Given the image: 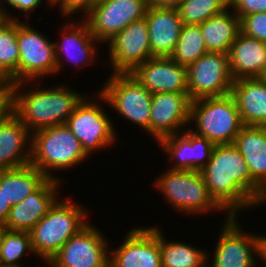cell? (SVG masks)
I'll return each instance as SVG.
<instances>
[{
    "instance_id": "6da1fadb",
    "label": "cell",
    "mask_w": 266,
    "mask_h": 267,
    "mask_svg": "<svg viewBox=\"0 0 266 267\" xmlns=\"http://www.w3.org/2000/svg\"><path fill=\"white\" fill-rule=\"evenodd\" d=\"M200 173L209 195L229 216L266 203V192L251 178L234 143L214 145L210 160Z\"/></svg>"
},
{
    "instance_id": "7a4b0ae2",
    "label": "cell",
    "mask_w": 266,
    "mask_h": 267,
    "mask_svg": "<svg viewBox=\"0 0 266 267\" xmlns=\"http://www.w3.org/2000/svg\"><path fill=\"white\" fill-rule=\"evenodd\" d=\"M29 83L31 82L24 81L12 84L11 87L13 113L31 133L42 128L65 124L84 98L83 93L81 95L79 91L61 84L49 88L28 87L27 91L25 85L30 86Z\"/></svg>"
},
{
    "instance_id": "3957f363",
    "label": "cell",
    "mask_w": 266,
    "mask_h": 267,
    "mask_svg": "<svg viewBox=\"0 0 266 267\" xmlns=\"http://www.w3.org/2000/svg\"><path fill=\"white\" fill-rule=\"evenodd\" d=\"M88 157L80 141L65 124L42 128L31 133L29 164L47 178L62 181L53 174L54 170L73 168L86 161Z\"/></svg>"
},
{
    "instance_id": "277c9868",
    "label": "cell",
    "mask_w": 266,
    "mask_h": 267,
    "mask_svg": "<svg viewBox=\"0 0 266 267\" xmlns=\"http://www.w3.org/2000/svg\"><path fill=\"white\" fill-rule=\"evenodd\" d=\"M68 200H57L29 231L35 257L47 263L61 247L89 222L87 208Z\"/></svg>"
},
{
    "instance_id": "5b68a950",
    "label": "cell",
    "mask_w": 266,
    "mask_h": 267,
    "mask_svg": "<svg viewBox=\"0 0 266 267\" xmlns=\"http://www.w3.org/2000/svg\"><path fill=\"white\" fill-rule=\"evenodd\" d=\"M195 134L205 137L214 145L231 144L244 126L234 97H205L191 102L190 124Z\"/></svg>"
},
{
    "instance_id": "8992f818",
    "label": "cell",
    "mask_w": 266,
    "mask_h": 267,
    "mask_svg": "<svg viewBox=\"0 0 266 267\" xmlns=\"http://www.w3.org/2000/svg\"><path fill=\"white\" fill-rule=\"evenodd\" d=\"M110 75L97 95L95 93L96 101L107 103L119 116L150 134L152 94L131 73Z\"/></svg>"
},
{
    "instance_id": "52a82bcc",
    "label": "cell",
    "mask_w": 266,
    "mask_h": 267,
    "mask_svg": "<svg viewBox=\"0 0 266 267\" xmlns=\"http://www.w3.org/2000/svg\"><path fill=\"white\" fill-rule=\"evenodd\" d=\"M161 191L167 203L185 214L203 215L224 210L209 195L200 171L164 170L153 184Z\"/></svg>"
},
{
    "instance_id": "ba28073f",
    "label": "cell",
    "mask_w": 266,
    "mask_h": 267,
    "mask_svg": "<svg viewBox=\"0 0 266 267\" xmlns=\"http://www.w3.org/2000/svg\"><path fill=\"white\" fill-rule=\"evenodd\" d=\"M27 20H16V40L19 49L18 83L37 81L56 74L55 44L45 34L28 25Z\"/></svg>"
},
{
    "instance_id": "9c48e42d",
    "label": "cell",
    "mask_w": 266,
    "mask_h": 267,
    "mask_svg": "<svg viewBox=\"0 0 266 267\" xmlns=\"http://www.w3.org/2000/svg\"><path fill=\"white\" fill-rule=\"evenodd\" d=\"M76 106L67 119L65 125L80 141L85 153L90 156L94 151L114 145L118 135L110 119L100 102H93L86 97ZM91 99V100H89Z\"/></svg>"
},
{
    "instance_id": "30bf717a",
    "label": "cell",
    "mask_w": 266,
    "mask_h": 267,
    "mask_svg": "<svg viewBox=\"0 0 266 267\" xmlns=\"http://www.w3.org/2000/svg\"><path fill=\"white\" fill-rule=\"evenodd\" d=\"M148 7L147 0H105L81 16L100 44H106L130 23L145 18Z\"/></svg>"
},
{
    "instance_id": "8fae6325",
    "label": "cell",
    "mask_w": 266,
    "mask_h": 267,
    "mask_svg": "<svg viewBox=\"0 0 266 267\" xmlns=\"http://www.w3.org/2000/svg\"><path fill=\"white\" fill-rule=\"evenodd\" d=\"M105 235L88 223L46 263L48 267H110Z\"/></svg>"
},
{
    "instance_id": "7c38bea8",
    "label": "cell",
    "mask_w": 266,
    "mask_h": 267,
    "mask_svg": "<svg viewBox=\"0 0 266 267\" xmlns=\"http://www.w3.org/2000/svg\"><path fill=\"white\" fill-rule=\"evenodd\" d=\"M188 95L196 100L221 97L231 93L233 78L229 56L220 52H207L187 67Z\"/></svg>"
},
{
    "instance_id": "4fadbf2b",
    "label": "cell",
    "mask_w": 266,
    "mask_h": 267,
    "mask_svg": "<svg viewBox=\"0 0 266 267\" xmlns=\"http://www.w3.org/2000/svg\"><path fill=\"white\" fill-rule=\"evenodd\" d=\"M107 44L112 73H132L141 63L152 58L145 18L130 23Z\"/></svg>"
},
{
    "instance_id": "5bb4252c",
    "label": "cell",
    "mask_w": 266,
    "mask_h": 267,
    "mask_svg": "<svg viewBox=\"0 0 266 267\" xmlns=\"http://www.w3.org/2000/svg\"><path fill=\"white\" fill-rule=\"evenodd\" d=\"M237 218L229 215L224 218L226 220L213 251V261L207 263V267H256L255 234L243 231Z\"/></svg>"
},
{
    "instance_id": "9a60e30c",
    "label": "cell",
    "mask_w": 266,
    "mask_h": 267,
    "mask_svg": "<svg viewBox=\"0 0 266 267\" xmlns=\"http://www.w3.org/2000/svg\"><path fill=\"white\" fill-rule=\"evenodd\" d=\"M160 227H134L110 251V267H161Z\"/></svg>"
},
{
    "instance_id": "2e32d148",
    "label": "cell",
    "mask_w": 266,
    "mask_h": 267,
    "mask_svg": "<svg viewBox=\"0 0 266 267\" xmlns=\"http://www.w3.org/2000/svg\"><path fill=\"white\" fill-rule=\"evenodd\" d=\"M191 102L188 93L152 94L150 134L159 142L165 137L181 133L190 125ZM184 126V127H182Z\"/></svg>"
},
{
    "instance_id": "e0dca14e",
    "label": "cell",
    "mask_w": 266,
    "mask_h": 267,
    "mask_svg": "<svg viewBox=\"0 0 266 267\" xmlns=\"http://www.w3.org/2000/svg\"><path fill=\"white\" fill-rule=\"evenodd\" d=\"M158 144L171 161L176 160L169 169L181 171H201L210 160L214 147L211 141L189 128L161 139Z\"/></svg>"
},
{
    "instance_id": "ac0fdd59",
    "label": "cell",
    "mask_w": 266,
    "mask_h": 267,
    "mask_svg": "<svg viewBox=\"0 0 266 267\" xmlns=\"http://www.w3.org/2000/svg\"><path fill=\"white\" fill-rule=\"evenodd\" d=\"M151 94L188 93L187 67L171 57H152L131 73Z\"/></svg>"
},
{
    "instance_id": "d6986e66",
    "label": "cell",
    "mask_w": 266,
    "mask_h": 267,
    "mask_svg": "<svg viewBox=\"0 0 266 267\" xmlns=\"http://www.w3.org/2000/svg\"><path fill=\"white\" fill-rule=\"evenodd\" d=\"M60 180L47 178L33 193L11 207L3 228L29 232L60 199ZM58 195V196H57Z\"/></svg>"
},
{
    "instance_id": "ffe728a7",
    "label": "cell",
    "mask_w": 266,
    "mask_h": 267,
    "mask_svg": "<svg viewBox=\"0 0 266 267\" xmlns=\"http://www.w3.org/2000/svg\"><path fill=\"white\" fill-rule=\"evenodd\" d=\"M81 21L82 23L77 21L79 24L76 23V20L64 24L63 30L60 29L62 31L61 42L54 41L57 73L61 69L63 70L64 56H66L65 62H72L75 66L80 65L81 67L93 64L96 56L99 57L97 45L100 42L91 33L88 23L85 20Z\"/></svg>"
},
{
    "instance_id": "44dd1931",
    "label": "cell",
    "mask_w": 266,
    "mask_h": 267,
    "mask_svg": "<svg viewBox=\"0 0 266 267\" xmlns=\"http://www.w3.org/2000/svg\"><path fill=\"white\" fill-rule=\"evenodd\" d=\"M145 20L152 57H170L183 27L177 8L149 6Z\"/></svg>"
},
{
    "instance_id": "7402d4cb",
    "label": "cell",
    "mask_w": 266,
    "mask_h": 267,
    "mask_svg": "<svg viewBox=\"0 0 266 267\" xmlns=\"http://www.w3.org/2000/svg\"><path fill=\"white\" fill-rule=\"evenodd\" d=\"M30 134L25 124L14 113L0 123V170L29 165Z\"/></svg>"
},
{
    "instance_id": "603a6c76",
    "label": "cell",
    "mask_w": 266,
    "mask_h": 267,
    "mask_svg": "<svg viewBox=\"0 0 266 267\" xmlns=\"http://www.w3.org/2000/svg\"><path fill=\"white\" fill-rule=\"evenodd\" d=\"M229 68L233 80L260 78L266 65V42L239 33L229 53Z\"/></svg>"
},
{
    "instance_id": "cb8c5ba5",
    "label": "cell",
    "mask_w": 266,
    "mask_h": 267,
    "mask_svg": "<svg viewBox=\"0 0 266 267\" xmlns=\"http://www.w3.org/2000/svg\"><path fill=\"white\" fill-rule=\"evenodd\" d=\"M245 126H266V81L242 78L233 82L230 93Z\"/></svg>"
},
{
    "instance_id": "d4e9b609",
    "label": "cell",
    "mask_w": 266,
    "mask_h": 267,
    "mask_svg": "<svg viewBox=\"0 0 266 267\" xmlns=\"http://www.w3.org/2000/svg\"><path fill=\"white\" fill-rule=\"evenodd\" d=\"M234 144L248 165L251 178L266 192V126H243Z\"/></svg>"
},
{
    "instance_id": "484cf974",
    "label": "cell",
    "mask_w": 266,
    "mask_h": 267,
    "mask_svg": "<svg viewBox=\"0 0 266 267\" xmlns=\"http://www.w3.org/2000/svg\"><path fill=\"white\" fill-rule=\"evenodd\" d=\"M228 8L200 24L206 50L228 54L232 43L241 32L239 17Z\"/></svg>"
},
{
    "instance_id": "4316f807",
    "label": "cell",
    "mask_w": 266,
    "mask_h": 267,
    "mask_svg": "<svg viewBox=\"0 0 266 267\" xmlns=\"http://www.w3.org/2000/svg\"><path fill=\"white\" fill-rule=\"evenodd\" d=\"M47 177L33 165L0 170V188L6 201L14 206L33 193Z\"/></svg>"
},
{
    "instance_id": "83f0119b",
    "label": "cell",
    "mask_w": 266,
    "mask_h": 267,
    "mask_svg": "<svg viewBox=\"0 0 266 267\" xmlns=\"http://www.w3.org/2000/svg\"><path fill=\"white\" fill-rule=\"evenodd\" d=\"M161 267H207L210 255L201 248L181 241H171L160 230Z\"/></svg>"
},
{
    "instance_id": "f1b7e54d",
    "label": "cell",
    "mask_w": 266,
    "mask_h": 267,
    "mask_svg": "<svg viewBox=\"0 0 266 267\" xmlns=\"http://www.w3.org/2000/svg\"><path fill=\"white\" fill-rule=\"evenodd\" d=\"M19 49L16 40V20L0 23V82L18 83Z\"/></svg>"
},
{
    "instance_id": "f546056e",
    "label": "cell",
    "mask_w": 266,
    "mask_h": 267,
    "mask_svg": "<svg viewBox=\"0 0 266 267\" xmlns=\"http://www.w3.org/2000/svg\"><path fill=\"white\" fill-rule=\"evenodd\" d=\"M207 52L200 25H183L170 57L180 65L188 67Z\"/></svg>"
},
{
    "instance_id": "4dcf8cb0",
    "label": "cell",
    "mask_w": 266,
    "mask_h": 267,
    "mask_svg": "<svg viewBox=\"0 0 266 267\" xmlns=\"http://www.w3.org/2000/svg\"><path fill=\"white\" fill-rule=\"evenodd\" d=\"M29 252L35 255L29 232L3 229L0 241V267H23L20 261Z\"/></svg>"
},
{
    "instance_id": "1f68e13d",
    "label": "cell",
    "mask_w": 266,
    "mask_h": 267,
    "mask_svg": "<svg viewBox=\"0 0 266 267\" xmlns=\"http://www.w3.org/2000/svg\"><path fill=\"white\" fill-rule=\"evenodd\" d=\"M230 0H182L176 7L183 25H200L207 19L223 13Z\"/></svg>"
},
{
    "instance_id": "d6a6232c",
    "label": "cell",
    "mask_w": 266,
    "mask_h": 267,
    "mask_svg": "<svg viewBox=\"0 0 266 267\" xmlns=\"http://www.w3.org/2000/svg\"><path fill=\"white\" fill-rule=\"evenodd\" d=\"M241 33L266 42V12L252 13L240 19Z\"/></svg>"
},
{
    "instance_id": "836d02e7",
    "label": "cell",
    "mask_w": 266,
    "mask_h": 267,
    "mask_svg": "<svg viewBox=\"0 0 266 267\" xmlns=\"http://www.w3.org/2000/svg\"><path fill=\"white\" fill-rule=\"evenodd\" d=\"M48 5H50V0H46ZM41 3H43V0H0V8L4 14V17L9 20H19V17H16V15L11 16L7 12V4L10 6L9 8H12L18 12L25 13L24 16L30 14L31 12L38 9V7H41ZM6 5V6H5ZM6 9V10H5Z\"/></svg>"
},
{
    "instance_id": "e575fe53",
    "label": "cell",
    "mask_w": 266,
    "mask_h": 267,
    "mask_svg": "<svg viewBox=\"0 0 266 267\" xmlns=\"http://www.w3.org/2000/svg\"><path fill=\"white\" fill-rule=\"evenodd\" d=\"M229 8L241 19L252 13L266 12V0H230Z\"/></svg>"
},
{
    "instance_id": "d590c367",
    "label": "cell",
    "mask_w": 266,
    "mask_h": 267,
    "mask_svg": "<svg viewBox=\"0 0 266 267\" xmlns=\"http://www.w3.org/2000/svg\"><path fill=\"white\" fill-rule=\"evenodd\" d=\"M13 113V91L11 84L0 82V123Z\"/></svg>"
},
{
    "instance_id": "8d00e7d4",
    "label": "cell",
    "mask_w": 266,
    "mask_h": 267,
    "mask_svg": "<svg viewBox=\"0 0 266 267\" xmlns=\"http://www.w3.org/2000/svg\"><path fill=\"white\" fill-rule=\"evenodd\" d=\"M57 4L60 8L59 12L64 17L68 16L71 18L74 14H78L80 10H83V13L87 10V0H50L51 7Z\"/></svg>"
},
{
    "instance_id": "74e56055",
    "label": "cell",
    "mask_w": 266,
    "mask_h": 267,
    "mask_svg": "<svg viewBox=\"0 0 266 267\" xmlns=\"http://www.w3.org/2000/svg\"><path fill=\"white\" fill-rule=\"evenodd\" d=\"M255 241H256V257L263 260L266 264V235H256L255 234Z\"/></svg>"
},
{
    "instance_id": "f35d334b",
    "label": "cell",
    "mask_w": 266,
    "mask_h": 267,
    "mask_svg": "<svg viewBox=\"0 0 266 267\" xmlns=\"http://www.w3.org/2000/svg\"><path fill=\"white\" fill-rule=\"evenodd\" d=\"M11 207L12 206L9 204V202L6 201L4 191L0 188V224L1 225H4L5 221L7 220Z\"/></svg>"
},
{
    "instance_id": "ab89813d",
    "label": "cell",
    "mask_w": 266,
    "mask_h": 267,
    "mask_svg": "<svg viewBox=\"0 0 266 267\" xmlns=\"http://www.w3.org/2000/svg\"><path fill=\"white\" fill-rule=\"evenodd\" d=\"M182 0H147L148 6L176 8Z\"/></svg>"
},
{
    "instance_id": "60d3db41",
    "label": "cell",
    "mask_w": 266,
    "mask_h": 267,
    "mask_svg": "<svg viewBox=\"0 0 266 267\" xmlns=\"http://www.w3.org/2000/svg\"><path fill=\"white\" fill-rule=\"evenodd\" d=\"M105 0H87V9Z\"/></svg>"
},
{
    "instance_id": "b9f144b4",
    "label": "cell",
    "mask_w": 266,
    "mask_h": 267,
    "mask_svg": "<svg viewBox=\"0 0 266 267\" xmlns=\"http://www.w3.org/2000/svg\"><path fill=\"white\" fill-rule=\"evenodd\" d=\"M260 79L266 81V65H265V68H264V70H263V72H262V74L260 76Z\"/></svg>"
},
{
    "instance_id": "7bdbcfd3",
    "label": "cell",
    "mask_w": 266,
    "mask_h": 267,
    "mask_svg": "<svg viewBox=\"0 0 266 267\" xmlns=\"http://www.w3.org/2000/svg\"><path fill=\"white\" fill-rule=\"evenodd\" d=\"M5 19L4 14L0 8V23Z\"/></svg>"
},
{
    "instance_id": "ee69618b",
    "label": "cell",
    "mask_w": 266,
    "mask_h": 267,
    "mask_svg": "<svg viewBox=\"0 0 266 267\" xmlns=\"http://www.w3.org/2000/svg\"><path fill=\"white\" fill-rule=\"evenodd\" d=\"M3 225L0 224V241H1V237H2V232H3Z\"/></svg>"
}]
</instances>
